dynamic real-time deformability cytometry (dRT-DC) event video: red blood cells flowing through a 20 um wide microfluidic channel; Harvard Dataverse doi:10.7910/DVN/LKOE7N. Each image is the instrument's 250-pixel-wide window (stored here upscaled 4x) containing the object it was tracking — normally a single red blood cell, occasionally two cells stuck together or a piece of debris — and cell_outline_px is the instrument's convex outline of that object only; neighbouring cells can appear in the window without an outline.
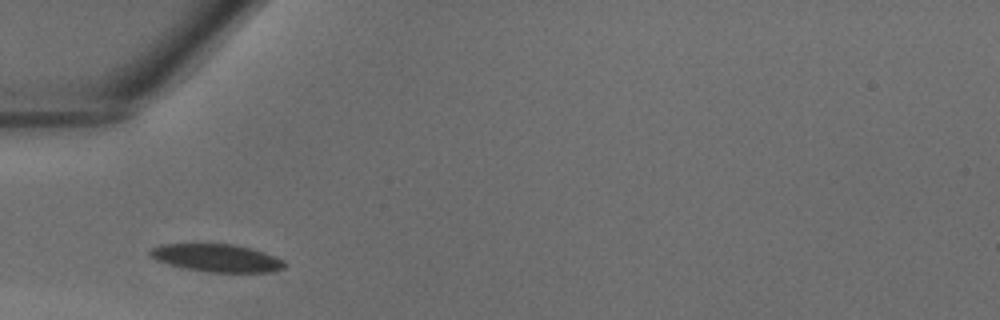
{"species": "common noctule bat (a hibernating species)", "species_latin": "Nyctalus noctula", "temperature_condition": "warm", "stored_images_in_passage": 27, "camera_frame_rate_fps": 3000, "um_per_image_px": 0.085, "animal": {"sex": "male", "body_mass_g": 18.8}, "frame": {"image": 1, "passage_image": 2, "time_ms": 0.333, "image_size_px": [1000, 320], "cell_outline_px": [[284, 268], [272, 272], [208, 272], [184, 268], [168, 264], [156, 260], [148, 252], [152, 248], [160, 244], [236, 244], [252, 248], [276, 256], [284, 260]], "centroid_in_image_um": [18.45, 21.92], "position_along_channel_um": 66.6, "area_um2": 21.79}}
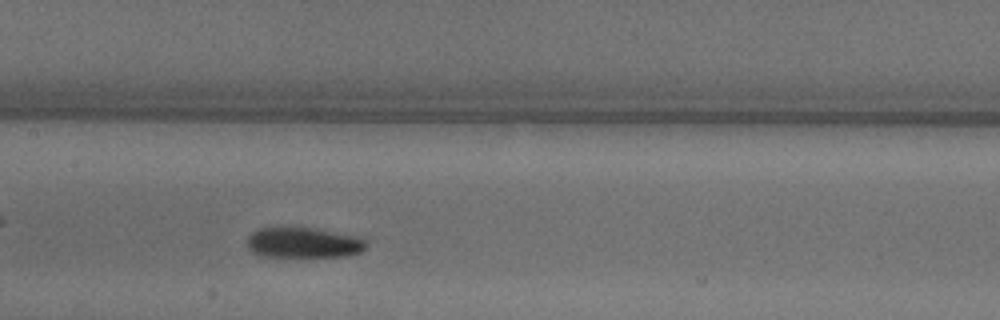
{"frame": {"image": 2, "passage_image": 9, "time_ms": 2.667, "image_size_px": [1000, 320], "cell_outline_px": [[368, 244], [360, 252], [344, 256], [264, 256], [252, 252], [248, 248], [248, 236], [256, 228], [296, 224], [300, 224], [356, 236], [364, 240]], "centroid_in_image_um": [25.74, 20.56], "position_along_channel_um": 181.7, "area_um2": 21.91}}
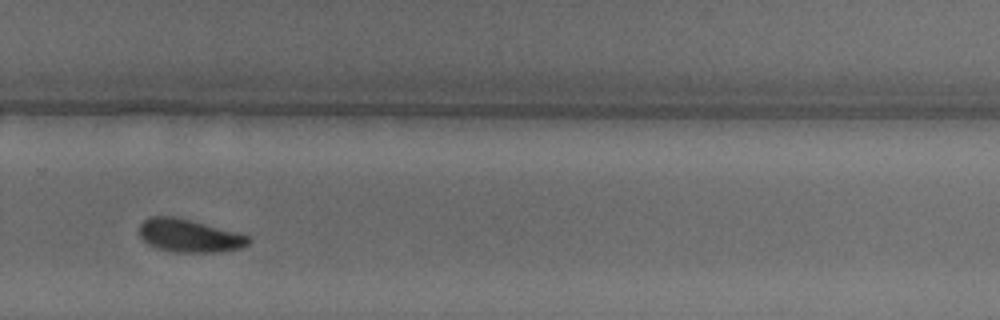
{"frame": {"image": 3, "passage_image": 17, "time_ms": 5.333, "image_size_px": [1000, 320], "cell_outline_px": [[252, 240], [248, 244], [240, 248], [220, 252], [176, 252], [160, 248], [148, 244], [140, 236], [140, 224], [148, 216], [172, 216], [192, 220], [252, 236]], "centroid_in_image_um": [16.13, 20.02], "position_along_channel_um": 313.7, "area_um2": 21.04}}